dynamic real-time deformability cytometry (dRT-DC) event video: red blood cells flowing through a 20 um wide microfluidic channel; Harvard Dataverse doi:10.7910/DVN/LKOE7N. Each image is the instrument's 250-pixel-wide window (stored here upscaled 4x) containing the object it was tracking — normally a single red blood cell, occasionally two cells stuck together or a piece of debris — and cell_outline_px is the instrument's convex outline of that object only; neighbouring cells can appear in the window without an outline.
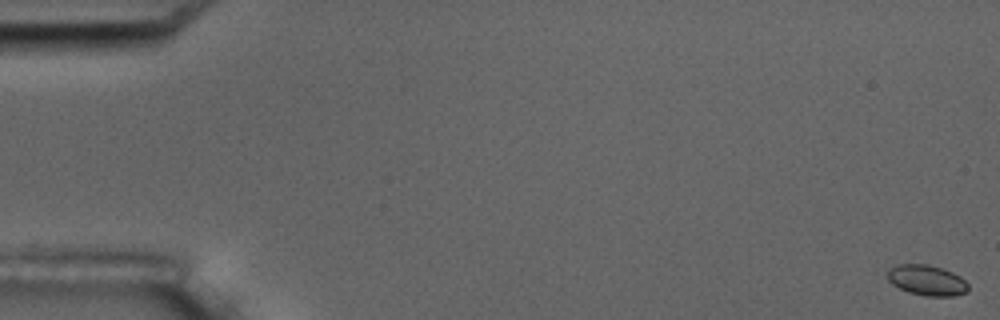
{"species": "common noctule bat (a hibernating species)", "species_latin": "Nyctalus noctula", "temperature_condition": "room temperature", "stored_images_in_passage": 4, "camera_frame_rate_fps": 3000, "um_per_image_px": 0.085, "animal": {"sex": "male", "body_mass_g": 17.5, "forearm_length_mm": 52.3}, "frame": {"image": 1, "passage_image": 1, "time_ms": 0.0, "image_size_px": [1000, 320], "cell_outline_px": [[968, 288], [964, 292], [952, 296], [928, 296], [908, 292], [892, 284], [888, 280], [888, 268], [896, 264], [928, 264], [952, 272], [960, 276], [968, 284]], "centroid_in_image_um": [78.75, 23.81], "position_along_channel_um": 6.3, "area_um2": 14.22}}